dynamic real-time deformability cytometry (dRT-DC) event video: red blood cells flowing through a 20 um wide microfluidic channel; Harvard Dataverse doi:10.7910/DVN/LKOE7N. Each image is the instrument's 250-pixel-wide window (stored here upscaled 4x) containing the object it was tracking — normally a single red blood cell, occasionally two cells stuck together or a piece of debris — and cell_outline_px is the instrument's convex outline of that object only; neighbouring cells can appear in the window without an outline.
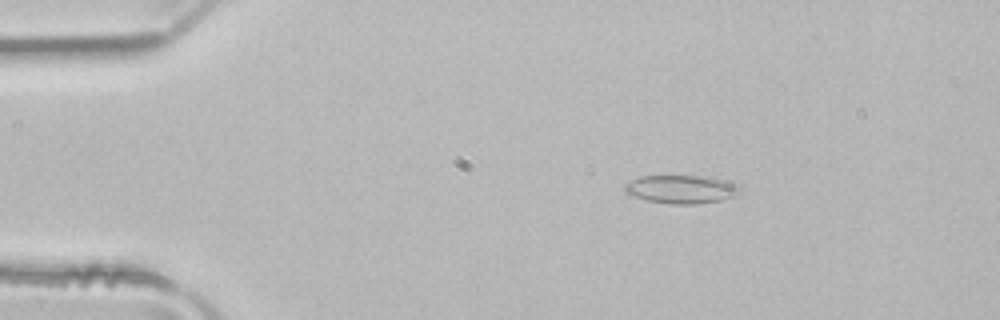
{"species": "common noctule bat (a hibernating species)", "species_latin": "Nyctalus noctula", "temperature_condition": "room temperature", "stored_images_in_passage": 50, "camera_frame_rate_fps": 3000, "um_per_image_px": 0.085, "animal": {"sex": "male", "body_mass_g": 21.5, "forearm_length_mm": 52.0}, "frame": {"image": 1, "passage_image": 8, "time_ms": 2.333, "image_size_px": [1000, 320], "cell_outline_px": [[740, 192], [732, 196], [720, 200], [696, 204], [672, 204], [648, 200], [636, 196], [628, 192], [624, 188], [624, 184], [640, 176], [704, 176], [720, 180], [732, 184], [740, 188]], "centroid_in_image_um": [57.87, 16.08], "position_along_channel_um": 27.1, "area_um2": 18.38}}
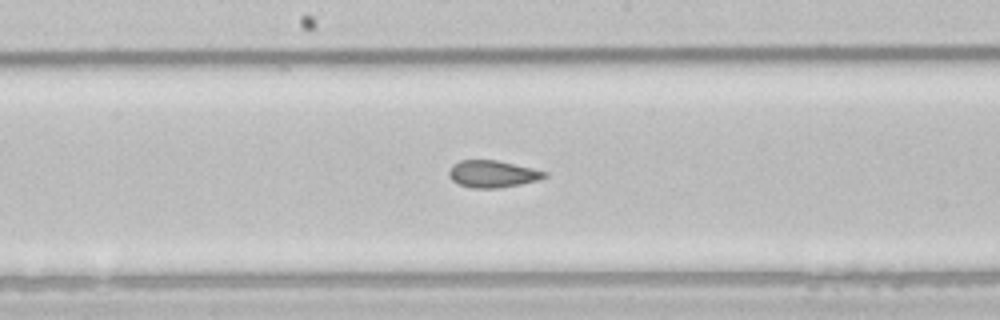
{"frame": {"image": 2, "passage_image": 26, "time_ms": 8.333, "image_size_px": [1000, 320], "cell_outline_px": [[548, 176], [536, 180], [520, 184], [496, 188], [472, 188], [460, 184], [452, 180], [448, 176], [448, 172], [452, 164], [460, 160], [496, 160], [532, 168], [548, 172]], "centroid_in_image_um": [41.84, 14.78], "position_along_channel_um": 206.4, "area_um2": 14.97}}
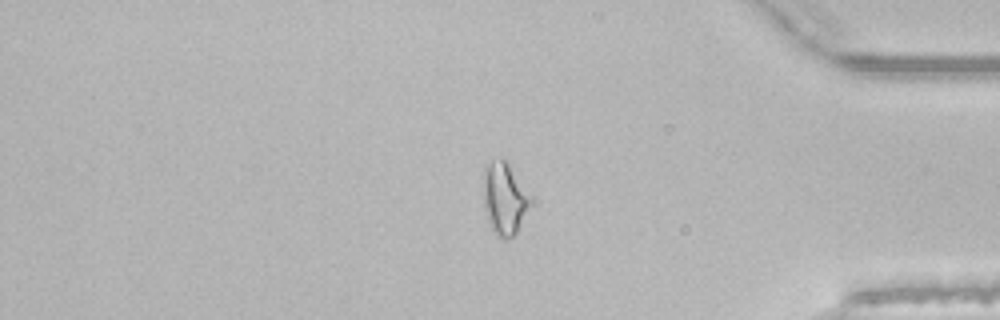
{"frame": {"image": 3, "passage_image": 42, "time_ms": 13.667, "image_size_px": [1000, 320], "cell_outline_px": [[528, 204], [516, 232], [512, 236], [504, 240], [496, 236], [488, 220], [484, 204], [484, 168], [492, 160], [504, 156], [528, 196]], "centroid_in_image_um": [42.8, 16.85], "position_along_channel_um": 392.4, "area_um2": 18.79}, "authors_computed_cell_mechanics": {"area_um2": 16.5886, "velocity_mm_per_s": 3.9851, "shape_relaxation_time_tau1_ms": null, "shape_relaxation_time_tau2_ms": 2.0598, "deformation_change_tau1": null, "deformation_change_tau2": 0.0643}}